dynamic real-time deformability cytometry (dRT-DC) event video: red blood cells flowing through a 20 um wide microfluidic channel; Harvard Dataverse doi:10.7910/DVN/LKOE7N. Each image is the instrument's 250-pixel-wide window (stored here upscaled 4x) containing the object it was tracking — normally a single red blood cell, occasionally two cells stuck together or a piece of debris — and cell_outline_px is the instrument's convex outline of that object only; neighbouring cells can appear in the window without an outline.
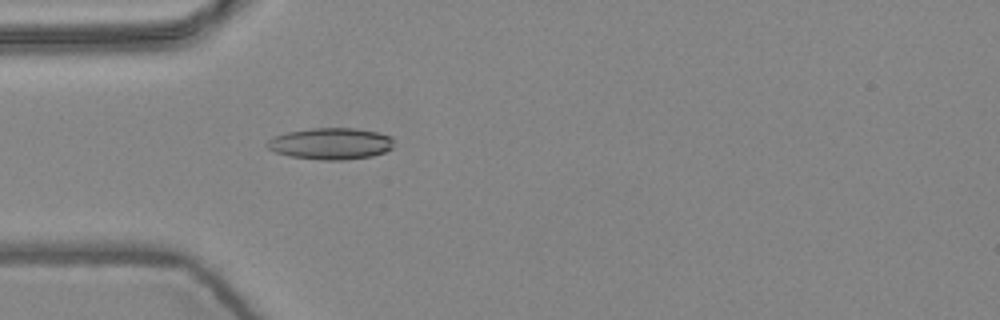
{"species": "common noctule bat (a hibernating species)", "species_latin": "Nyctalus noctula", "temperature_condition": "warm", "stored_images_in_passage": 4, "camera_frame_rate_fps": 3000, "um_per_image_px": 0.085, "animal": {"sex": "female", "body_mass_g": 24.6, "forearm_length_mm": 56.2}, "frame": {"image": 1, "passage_image": 4, "time_ms": 1.0, "image_size_px": [1000, 320], "cell_outline_px": [[392, 148], [384, 152], [372, 156], [344, 160], [324, 160], [288, 156], [276, 152], [268, 148], [264, 144], [272, 136], [288, 132], [312, 128], [356, 128], [376, 132], [392, 136]], "centroid_in_image_um": [28.09, 12.21], "position_along_channel_um": 56.9, "area_um2": 23.35}}